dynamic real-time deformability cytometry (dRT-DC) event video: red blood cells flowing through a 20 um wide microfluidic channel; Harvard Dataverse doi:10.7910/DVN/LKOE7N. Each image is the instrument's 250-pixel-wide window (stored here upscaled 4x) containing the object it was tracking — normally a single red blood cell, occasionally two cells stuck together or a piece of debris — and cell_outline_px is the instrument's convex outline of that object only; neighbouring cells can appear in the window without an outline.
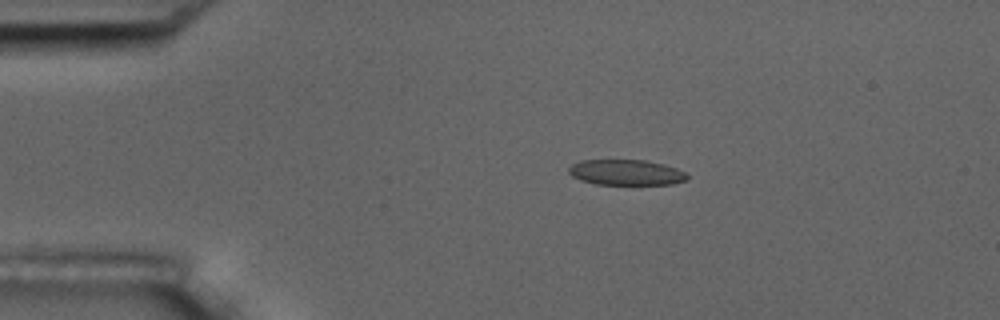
{"species": "common noctule bat (a hibernating species)", "species_latin": "Nyctalus noctula", "temperature_condition": "room temperature", "stored_images_in_passage": 3, "camera_frame_rate_fps": 3000, "um_per_image_px": 0.085, "animal": {"sex": "male", "body_mass_g": 17.5, "forearm_length_mm": 52.3}, "frame": {"image": 1, "passage_image": 2, "time_ms": 0.333, "image_size_px": [1000, 320], "cell_outline_px": [[688, 180], [672, 184], [596, 184], [580, 180], [572, 176], [568, 172], [568, 168], [572, 164], [580, 160], [644, 160], [664, 164], [676, 168], [684, 172], [688, 176]], "centroid_in_image_um": [53.21, 14.65], "position_along_channel_um": 31.8, "area_um2": 17.63}}